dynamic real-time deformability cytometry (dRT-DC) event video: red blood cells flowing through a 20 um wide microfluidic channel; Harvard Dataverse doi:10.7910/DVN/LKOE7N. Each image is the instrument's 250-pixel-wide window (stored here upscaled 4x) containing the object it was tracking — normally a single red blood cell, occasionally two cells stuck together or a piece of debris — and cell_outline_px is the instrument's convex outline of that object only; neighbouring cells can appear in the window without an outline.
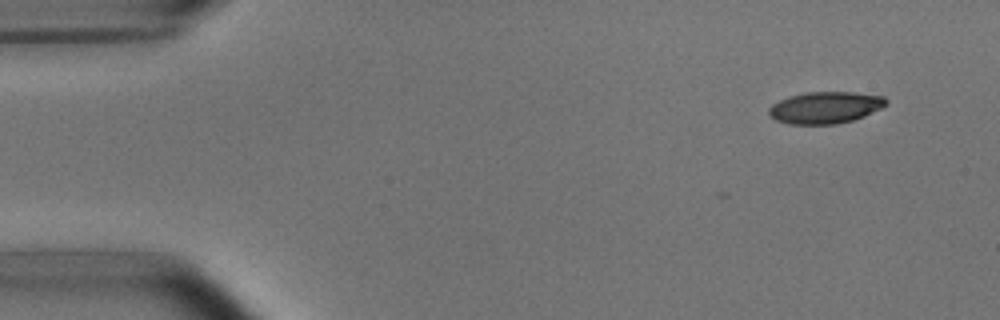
{"species": "common noctule bat (a hibernating species)", "species_latin": "Nyctalus noctula", "temperature_condition": "room temperature", "stored_images_in_passage": 4, "camera_frame_rate_fps": 3000, "um_per_image_px": 0.085, "animal": {"sex": "male", "body_mass_g": 15.6}, "frame": {"image": 1, "passage_image": 1, "time_ms": 0.0, "image_size_px": [1000, 320], "cell_outline_px": [[888, 104], [864, 116], [852, 120], [836, 124], [788, 124], [776, 120], [768, 112], [768, 108], [772, 104], [788, 96], [804, 92], [852, 92], [884, 96], [888, 100]], "centroid_in_image_um": [70.14, 9.13], "position_along_channel_um": 14.9, "area_um2": 21.73}}